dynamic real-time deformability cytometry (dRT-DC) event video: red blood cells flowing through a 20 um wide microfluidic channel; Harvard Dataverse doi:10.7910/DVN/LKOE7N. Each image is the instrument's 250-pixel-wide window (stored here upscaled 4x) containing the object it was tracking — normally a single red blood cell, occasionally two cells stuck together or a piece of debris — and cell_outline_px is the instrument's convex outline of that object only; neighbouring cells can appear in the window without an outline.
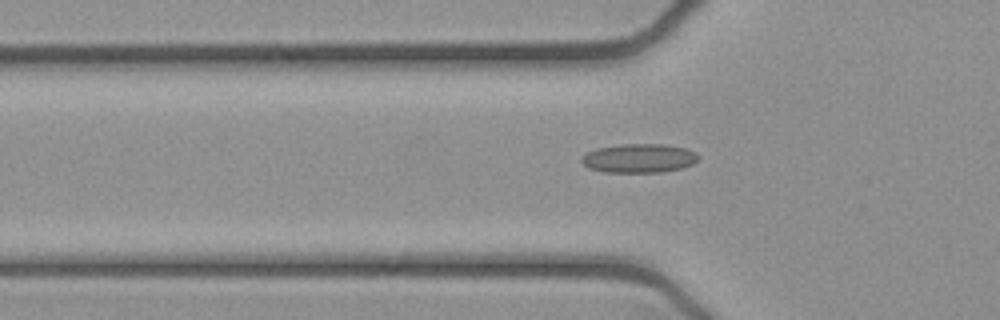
{"species": "common noctule bat (a hibernating species)", "species_latin": "Nyctalus noctula", "temperature_condition": "cold", "stored_images_in_passage": 46, "camera_frame_rate_fps": 3000, "um_per_image_px": 0.085, "animal": {"sex": "female", "body_mass_g": 21.9}, "frame": {"image": 1, "passage_image": 17, "time_ms": 5.333, "image_size_px": [1000, 320], "cell_outline_px": [[700, 156], [692, 164], [684, 168], [664, 172], [604, 172], [588, 168], [580, 160], [580, 156], [596, 148], [624, 144], [664, 144], [684, 148], [696, 152]], "centroid_in_image_um": [54.31, 13.45], "position_along_channel_um": 71.5, "area_um2": 19.83}}
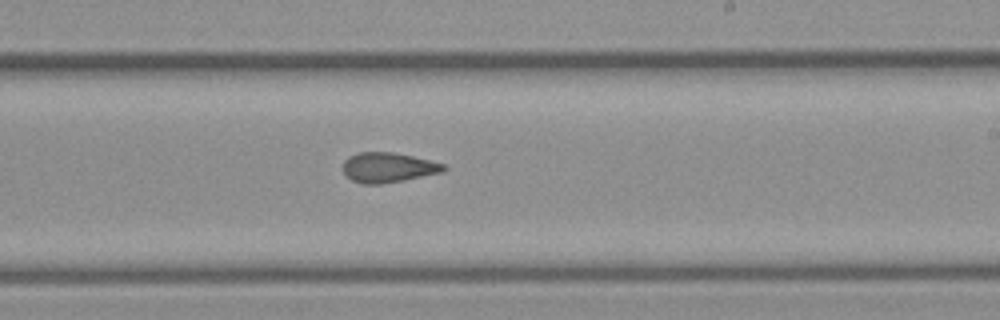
{"frame": {"image": 2, "passage_image": 31, "time_ms": 10.0, "image_size_px": [1000, 320], "cell_outline_px": [[448, 168], [444, 172], [404, 180], [380, 184], [364, 184], [352, 180], [344, 172], [344, 160], [348, 156], [360, 152], [392, 152], [412, 156], [444, 164]], "centroid_in_image_um": [33.01, 14.23], "position_along_channel_um": 256.0, "area_um2": 17.46}}
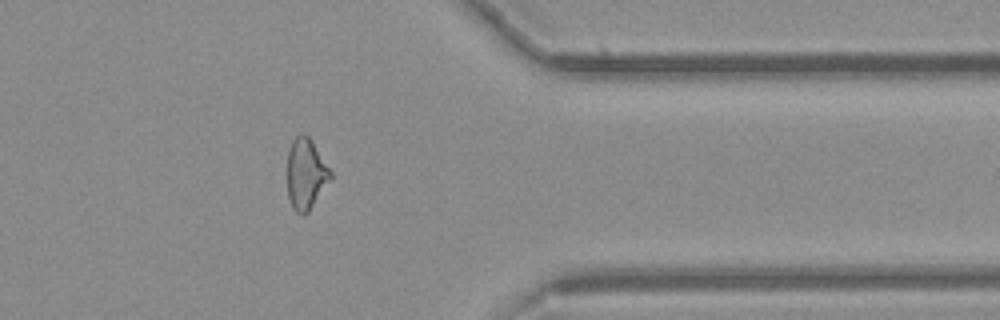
{"frame": {"image": 3, "passage_image": 42, "time_ms": 13.667, "image_size_px": [1000, 320], "cell_outline_px": [[332, 176], [308, 212], [304, 216], [300, 216], [292, 208], [288, 196], [288, 148], [292, 140], [300, 132], [304, 132], [312, 140], [332, 172]], "centroid_in_image_um": [25.98, 14.76], "position_along_channel_um": 385.4, "area_um2": 17.92}, "authors_computed_cell_mechanics": {"area_um2": 18.0914, "velocity_mm_per_s": 3.92, "shape_relaxation_time_tau1_ms": 8.4957, "shape_relaxation_time_tau2_ms": 2.2127, "deformation_change_tau1": 0.1851, "deformation_change_tau2": 0.099}}